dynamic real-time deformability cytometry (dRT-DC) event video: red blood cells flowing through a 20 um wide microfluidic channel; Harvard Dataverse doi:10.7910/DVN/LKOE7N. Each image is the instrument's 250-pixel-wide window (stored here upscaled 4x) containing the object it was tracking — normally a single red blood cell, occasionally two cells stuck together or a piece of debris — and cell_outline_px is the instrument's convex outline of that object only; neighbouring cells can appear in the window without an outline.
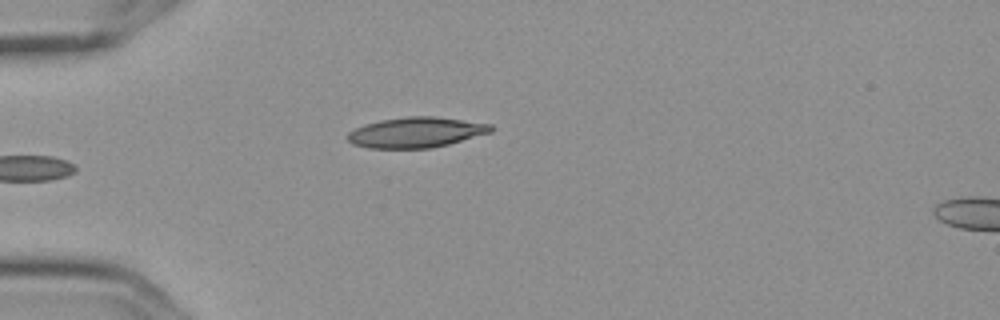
{"species": "Egyptian fruit bat (a non-hibernating species)", "species_latin": "Rousettus aegyptiacus", "temperature_condition": "cold", "stored_images_in_passage": 6, "camera_frame_rate_fps": 3000, "um_per_image_px": 0.085, "frame": {"image": 1, "passage_image": 6, "time_ms": 1.667, "image_size_px": [1000, 320], "cell_outline_px": [[496, 128], [492, 132], [448, 144], [432, 148], [368, 148], [352, 144], [348, 140], [348, 132], [364, 124], [380, 120], [408, 116], [436, 116], [492, 124]], "centroid_in_image_um": [35.39, 11.24], "position_along_channel_um": 49.6, "area_um2": 25.49}}